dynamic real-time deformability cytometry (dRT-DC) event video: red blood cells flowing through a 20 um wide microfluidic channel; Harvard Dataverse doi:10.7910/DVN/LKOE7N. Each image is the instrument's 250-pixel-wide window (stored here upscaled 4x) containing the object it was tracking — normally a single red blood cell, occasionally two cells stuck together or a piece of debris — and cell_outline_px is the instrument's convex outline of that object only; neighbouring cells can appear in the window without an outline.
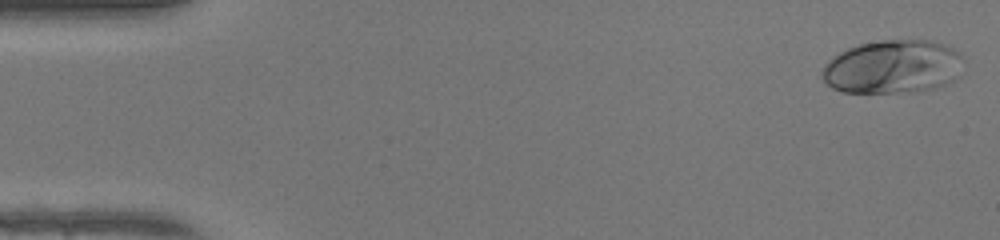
{"species": "human", "species_latin": "Homo sapiens", "temperature_condition": "warm", "stored_images_in_passage": 48, "camera_frame_rate_fps": 3000, "um_per_image_px": 0.085, "donor": {"sex": "female"}, "frame": {"image": 1, "passage_image": 1, "time_ms": 0.0, "image_size_px": [1000, 240], "cell_outline_px": [[960, 76], [944, 84], [932, 88], [916, 92], [844, 92], [832, 88], [820, 76], [820, 72], [824, 64], [828, 60], [840, 52], [848, 48], [860, 44], [880, 40], [932, 40], [944, 44], [960, 52]], "centroid_in_image_um": [75.85, 5.67], "position_along_channel_um": 9.1, "area_um2": 44.1}}
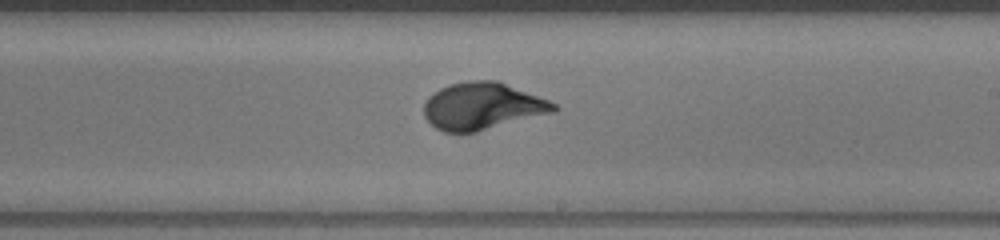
{"frame": {"image": 2, "passage_image": 28, "time_ms": 9.0, "image_size_px": [1000, 240], "cell_outline_px": [[560, 108], [556, 112], [476, 132], [444, 132], [436, 128], [424, 116], [424, 104], [428, 96], [432, 92], [448, 84], [468, 80], [496, 80], [548, 100], [556, 104]], "centroid_in_image_um": [41.0, 9.02], "position_along_channel_um": 248.0, "area_um2": 35.72}}
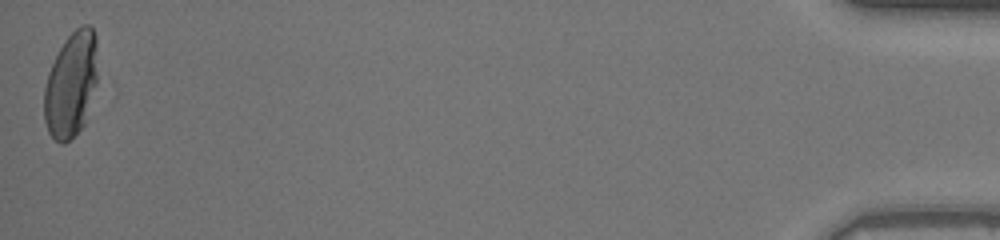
{"frame": {"image": 3, "passage_image": 48, "time_ms": 15.667, "image_size_px": [1000, 240], "cell_outline_px": [[96, 84], [84, 124], [64, 144], [60, 144], [48, 132], [44, 120], [44, 88], [48, 72], [64, 40], [80, 24], [88, 24], [92, 28], [96, 36]], "centroid_in_image_um": [6.02, 7.17], "position_along_channel_um": 429.2, "area_um2": 32.6}, "authors_computed_cell_mechanics": {"area_um2": 35.0557, "velocity_mm_per_s": 4.2394, "shape_relaxation_time_tau1_ms": 3.4673, "shape_relaxation_time_tau2_ms": null, "deformation_change_tau1": 0.2063, "deformation_change_tau2": null}}